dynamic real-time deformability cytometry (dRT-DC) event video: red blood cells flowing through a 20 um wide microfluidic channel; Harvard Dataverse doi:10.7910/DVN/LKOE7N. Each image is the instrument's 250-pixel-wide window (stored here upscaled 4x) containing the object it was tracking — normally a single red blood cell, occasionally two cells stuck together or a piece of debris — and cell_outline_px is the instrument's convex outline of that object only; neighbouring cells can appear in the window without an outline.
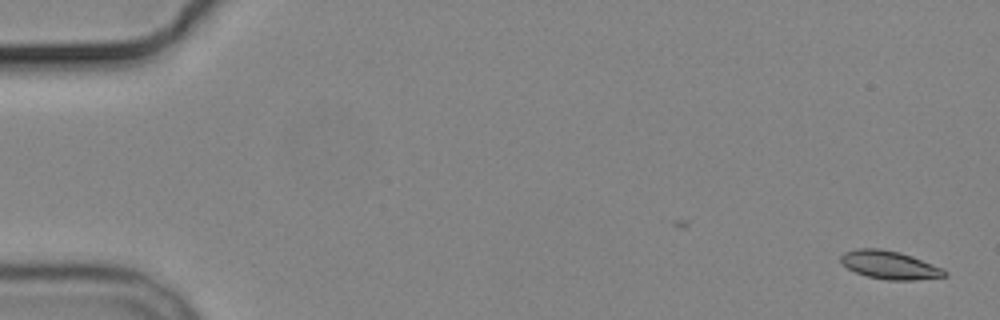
{"species": "common noctule bat (a hibernating species)", "species_latin": "Nyctalus noctula", "temperature_condition": "cold", "stored_images_in_passage": 2, "camera_frame_rate_fps": 3000, "um_per_image_px": 0.085, "animal": {"sex": "male", "body_mass_g": 19.2, "forearm_length_mm": 51.8}, "frame": {"image": 1, "passage_image": 2, "time_ms": 1.333, "image_size_px": [1000, 320], "cell_outline_px": [[948, 276], [916, 280], [888, 280], [868, 276], [856, 272], [848, 268], [840, 260], [840, 256], [844, 252], [856, 248], [880, 248], [900, 252], [912, 256], [944, 268], [948, 272]], "centroid_in_image_um": [75.66, 22.52], "position_along_channel_um": 9.3, "area_um2": 17.17}}